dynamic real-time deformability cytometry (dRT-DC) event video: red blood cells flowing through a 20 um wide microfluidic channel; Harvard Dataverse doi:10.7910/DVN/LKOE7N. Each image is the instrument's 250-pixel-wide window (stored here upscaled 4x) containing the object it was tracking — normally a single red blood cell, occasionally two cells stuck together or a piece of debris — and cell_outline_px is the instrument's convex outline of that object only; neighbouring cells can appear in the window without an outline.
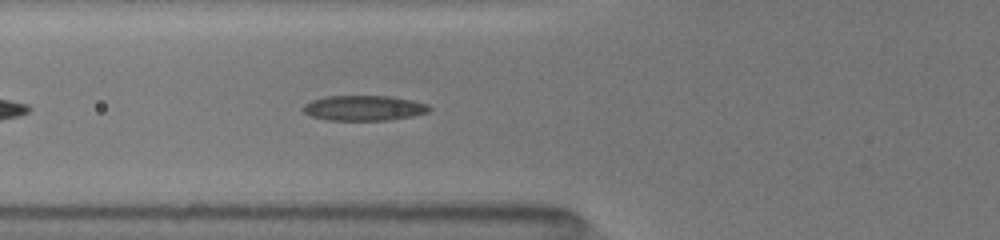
{"species": "common noctule bat (a hibernating species)", "species_latin": "Nyctalus noctula", "temperature_condition": "room temperature", "stored_images_in_passage": 51, "camera_frame_rate_fps": 3000, "um_per_image_px": 0.085, "animal": {"sex": "female", "body_mass_g": 19.5, "forearm_length_mm": 54.1}, "frame": {"image": 1, "passage_image": 8, "time_ms": 1.667, "image_size_px": [1000, 240], "cell_outline_px": [[432, 108], [428, 112], [412, 116], [388, 120], [328, 120], [312, 116], [304, 112], [300, 108], [304, 104], [312, 100], [324, 96], [388, 96], [412, 100], [428, 104]], "centroid_in_image_um": [30.92, 9.18], "position_along_channel_um": 94.9, "area_um2": 18.55}}
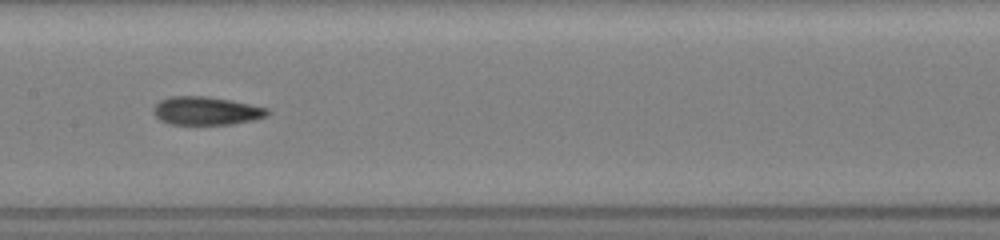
{"frame": {"image": 2, "passage_image": 17, "time_ms": 4.0, "image_size_px": [1000, 240], "cell_outline_px": [[272, 112], [268, 116], [252, 120], [232, 124], [168, 124], [160, 120], [152, 112], [152, 108], [160, 100], [168, 96], [208, 96], [232, 100], [268, 108]], "centroid_in_image_um": [17.53, 9.41], "position_along_channel_um": 189.9, "area_um2": 19.02}}
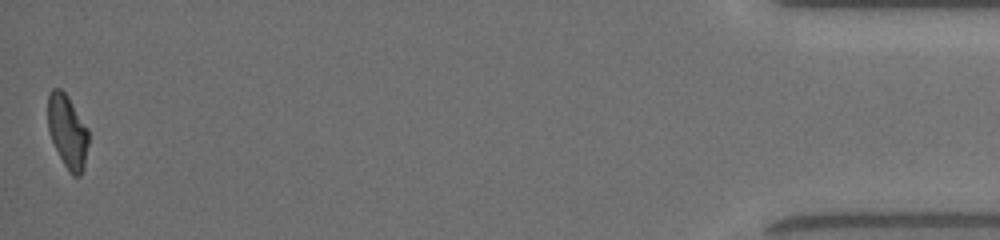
{"frame": {"image": 3, "passage_image": 51, "time_ms": 12.0, "image_size_px": [1000, 240], "cell_outline_px": [[88, 144], [84, 164], [80, 176], [72, 176], [68, 172], [52, 140], [48, 128], [48, 96], [52, 88], [60, 88], [68, 96], [88, 128]], "centroid_in_image_um": [5.74, 11.16], "position_along_channel_um": 429.5, "area_um2": 17.22}, "authors_computed_cell_mechanics": {"area_um2": 18.1492, "velocity_mm_per_s": 4.0466, "shape_relaxation_time_tau1_ms": 3.7431, "shape_relaxation_time_tau2_ms": 2.2198, "deformation_change_tau1": 0.1385, "deformation_change_tau2": 0.1063}}